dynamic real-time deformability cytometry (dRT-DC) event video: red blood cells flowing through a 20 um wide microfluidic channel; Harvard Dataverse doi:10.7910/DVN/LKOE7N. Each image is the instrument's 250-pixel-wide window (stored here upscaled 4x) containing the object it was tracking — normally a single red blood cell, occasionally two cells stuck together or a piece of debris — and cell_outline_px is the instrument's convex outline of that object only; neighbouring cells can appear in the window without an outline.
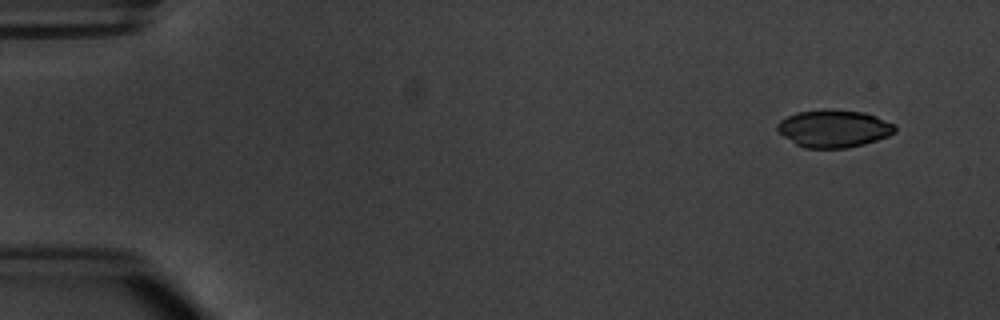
{"species": "common noctule bat (a hibernating species)", "species_latin": "Nyctalus noctula", "temperature_condition": "warm", "stored_images_in_passage": 4, "camera_frame_rate_fps": 3000, "um_per_image_px": 0.085, "animal": {"sex": "male", "body_mass_g": 20.1, "forearm_length_mm": 53.5}, "frame": {"image": 1, "passage_image": 1, "time_ms": 0.0, "image_size_px": [1000, 320], "cell_outline_px": [[896, 132], [888, 136], [864, 144], [848, 148], [804, 148], [796, 144], [784, 136], [776, 128], [776, 124], [780, 120], [796, 112], [864, 112], [876, 116], [896, 124]], "centroid_in_image_um": [70.9, 10.97], "position_along_channel_um": 14.1, "area_um2": 24.97}}
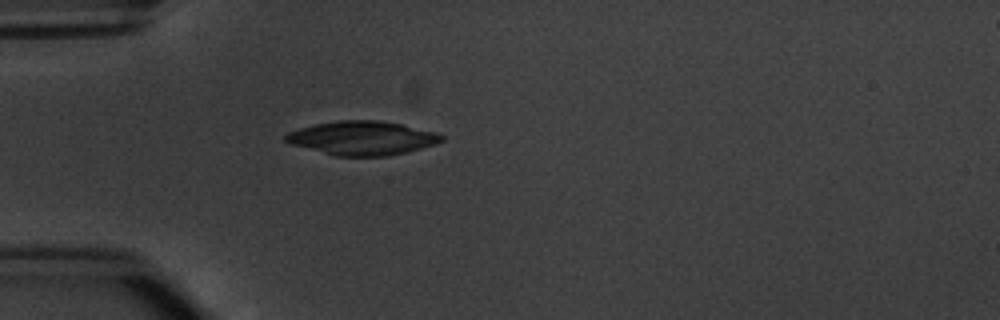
{"frame": {"image": 2, "passage_image": 4, "time_ms": 4.0, "image_size_px": [1000, 320], "cell_outline_px": [[444, 140], [436, 144], [388, 156], [336, 156], [292, 144], [284, 140], [284, 136], [288, 132], [300, 128], [316, 124], [340, 120], [380, 120], [400, 124], [436, 132], [444, 136]], "centroid_in_image_um": [30.8, 11.73], "position_along_channel_um": 54.2, "area_um2": 30.52}}